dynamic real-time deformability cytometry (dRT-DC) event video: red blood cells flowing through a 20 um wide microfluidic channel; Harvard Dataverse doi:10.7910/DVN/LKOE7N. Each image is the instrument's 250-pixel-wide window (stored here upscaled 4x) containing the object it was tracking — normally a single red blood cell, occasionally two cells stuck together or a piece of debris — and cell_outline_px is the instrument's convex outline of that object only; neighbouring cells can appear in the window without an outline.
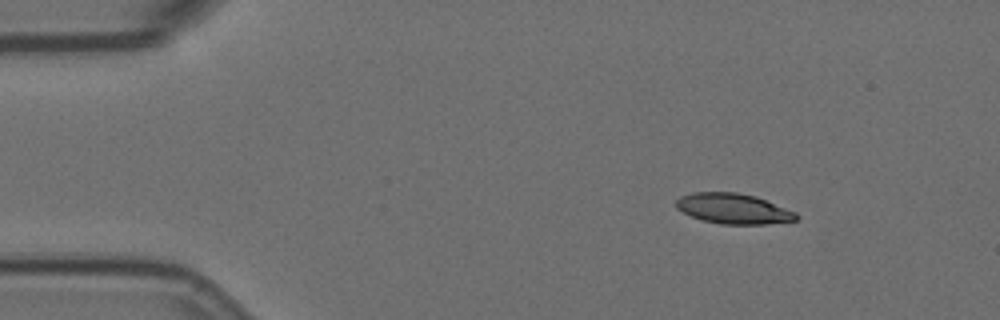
{"species": "Egyptian fruit bat (a non-hibernating species)", "species_latin": "Rousettus aegyptiacus", "temperature_condition": "room temperature", "stored_images_in_passage": 8, "camera_frame_rate_fps": 3000, "um_per_image_px": 0.085, "animal": {"sex": "female"}, "frame": {"image": 1, "passage_image": 1, "time_ms": 0.0, "image_size_px": [1000, 320], "cell_outline_px": [[800, 216], [796, 220], [764, 224], [720, 224], [700, 220], [676, 208], [676, 200], [680, 196], [692, 192], [736, 192], [756, 196], [796, 212]], "centroid_in_image_um": [62.33, 17.73], "position_along_channel_um": 22.7, "area_um2": 21.27}}
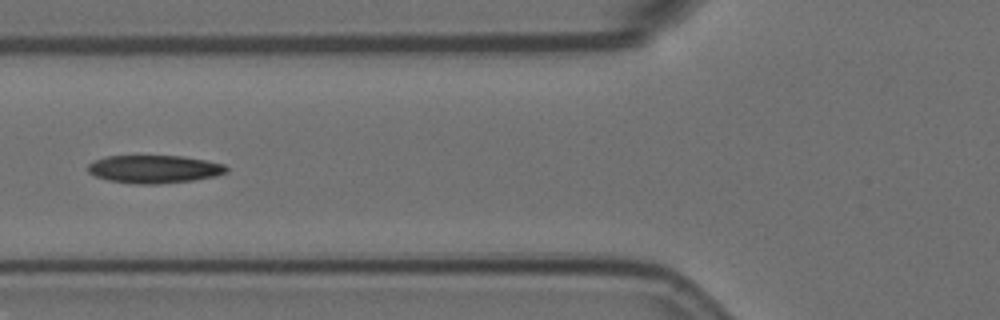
{"frame": {"image": 2, "passage_image": 5, "time_ms": 1.333, "image_size_px": [1000, 320], "cell_outline_px": [[228, 172], [216, 176], [192, 180], [160, 184], [136, 184], [108, 180], [96, 176], [88, 172], [88, 164], [96, 160], [108, 156], [180, 156], [204, 160], [224, 164], [228, 168]], "centroid_in_image_um": [13.12, 14.38], "position_along_channel_um": 112.7, "area_um2": 22.43}}
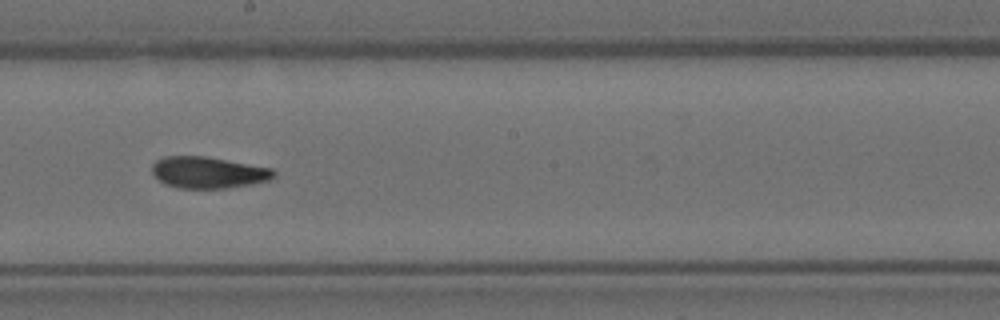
{"frame": {"image": 3, "passage_image": 8, "time_ms": 2.333, "image_size_px": [1000, 320], "cell_outline_px": [[276, 176], [272, 180], [252, 184], [224, 188], [180, 188], [164, 184], [152, 172], [152, 164], [156, 160], [164, 156], [204, 156], [272, 168], [276, 172]], "centroid_in_image_um": [17.72, 14.66], "position_along_channel_um": 230.5, "area_um2": 22.37}}